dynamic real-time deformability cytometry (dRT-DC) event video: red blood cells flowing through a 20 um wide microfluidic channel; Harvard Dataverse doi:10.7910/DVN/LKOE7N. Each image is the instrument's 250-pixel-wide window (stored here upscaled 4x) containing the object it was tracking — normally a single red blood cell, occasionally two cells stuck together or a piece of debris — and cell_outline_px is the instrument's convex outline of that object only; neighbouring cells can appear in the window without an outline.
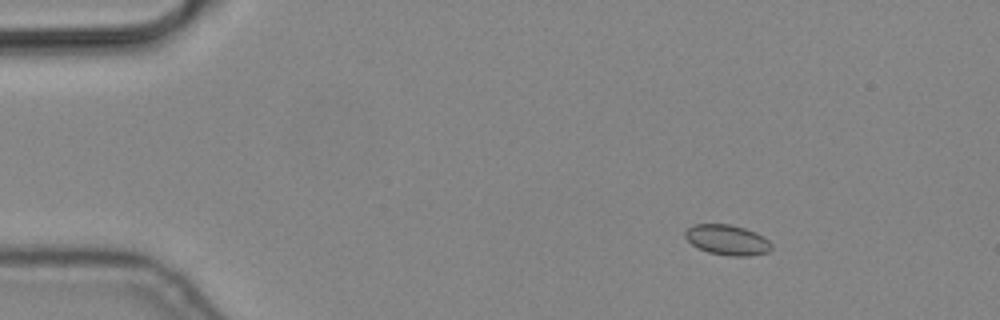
{"species": "common noctule bat (a hibernating species)", "species_latin": "Nyctalus noctula", "temperature_condition": "cold", "stored_images_in_passage": 8, "camera_frame_rate_fps": 3000, "um_per_image_px": 0.085, "animal": {"sex": "male", "body_mass_g": 19.2, "forearm_length_mm": 51.8}, "frame": {"image": 1, "passage_image": 2, "time_ms": 0.333, "image_size_px": [1000, 320], "cell_outline_px": [[772, 248], [768, 252], [748, 256], [728, 256], [708, 252], [692, 244], [684, 236], [684, 232], [692, 224], [728, 224], [744, 228], [756, 232], [764, 236], [772, 244]], "centroid_in_image_um": [61.83, 20.39], "position_along_channel_um": 23.2, "area_um2": 15.26}}
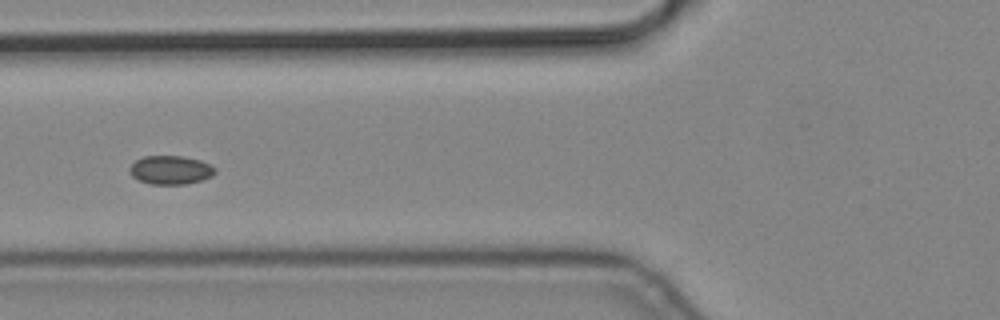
{"frame": {"image": 2, "passage_image": 6, "time_ms": 1.667, "image_size_px": [1000, 320], "cell_outline_px": [[216, 172], [212, 176], [200, 180], [184, 184], [148, 184], [132, 176], [128, 172], [128, 168], [136, 160], [144, 156], [184, 156], [200, 160], [216, 168]], "centroid_in_image_um": [14.48, 14.44], "position_along_channel_um": 111.3, "area_um2": 14.28}}
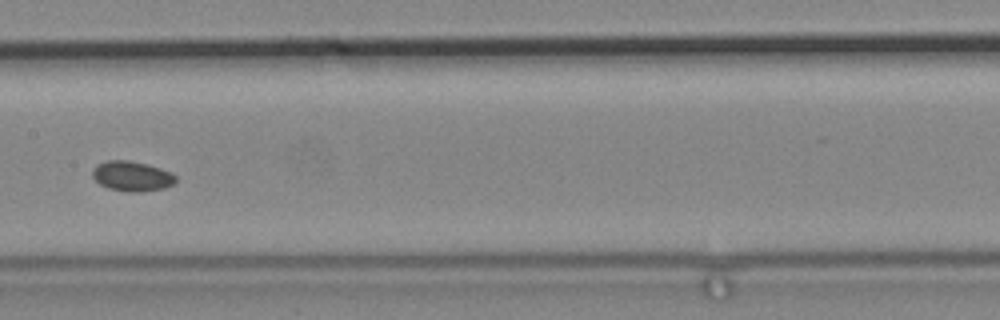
{"frame": {"image": 3, "passage_image": 8, "time_ms": 2.333, "image_size_px": [1000, 320], "cell_outline_px": [[176, 180], [172, 184], [164, 188], [140, 192], [132, 192], [108, 188], [100, 184], [92, 176], [92, 168], [96, 164], [108, 160], [128, 160], [148, 164], [172, 172], [176, 176]], "centroid_in_image_um": [11.2, 14.96], "position_along_channel_um": 196.2, "area_um2": 14.62}}